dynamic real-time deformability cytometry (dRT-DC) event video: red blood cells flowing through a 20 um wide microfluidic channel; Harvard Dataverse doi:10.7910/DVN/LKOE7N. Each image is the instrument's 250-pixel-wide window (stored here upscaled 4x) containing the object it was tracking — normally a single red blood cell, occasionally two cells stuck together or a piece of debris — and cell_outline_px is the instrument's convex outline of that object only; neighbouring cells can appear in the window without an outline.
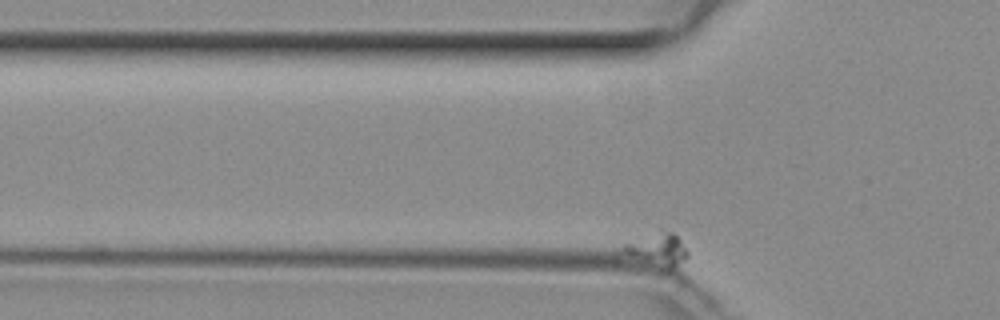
{"species": "common noctule bat (a hibernating species)", "species_latin": "Nyctalus noctula", "temperature_condition": "room temperature", "stored_images_in_passage": 9, "camera_frame_rate_fps": 3000, "um_per_image_px": 0.085, "animal": {"sex": "female", "body_mass_g": 29.2, "forearm_length_mm": 56.3}, "frame": {"image": 1, "passage_image": 4, "time_ms": 1.0, "image_size_px": [1000, 320], "cell_outline_px": [[688, 256], [672, 272], [664, 272], [616, 256], [616, 252], [624, 244], [660, 228], [672, 232], [680, 240], [688, 252]], "centroid_in_image_um": [55.72, 21.32], "position_along_channel_um": 70.1, "area_um2": 14.28}}